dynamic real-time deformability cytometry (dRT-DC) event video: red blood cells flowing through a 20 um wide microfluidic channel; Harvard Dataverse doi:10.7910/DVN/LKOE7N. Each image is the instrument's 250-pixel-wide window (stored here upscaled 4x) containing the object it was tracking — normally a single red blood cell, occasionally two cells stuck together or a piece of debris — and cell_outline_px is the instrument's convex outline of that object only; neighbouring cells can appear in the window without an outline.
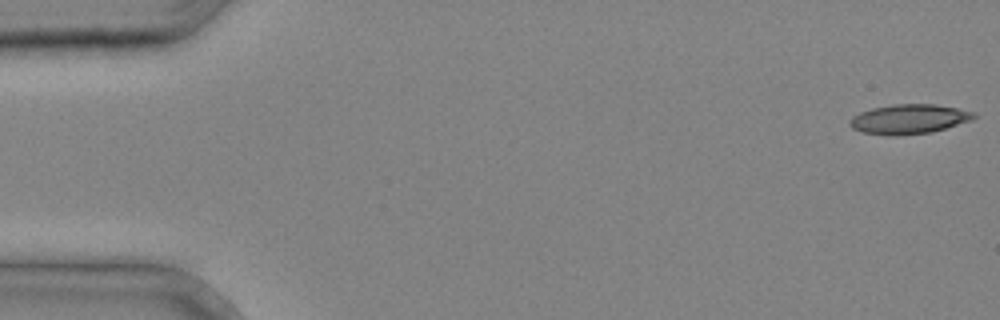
{"species": "common noctule bat (a hibernating species)", "species_latin": "Nyctalus noctula", "temperature_condition": "cold", "stored_images_in_passage": 36, "camera_frame_rate_fps": 3000, "um_per_image_px": 0.085, "animal": {"sex": "male", "body_mass_g": 20.4}, "frame": {"image": 1, "passage_image": 1, "time_ms": 0.0, "image_size_px": [1000, 320], "cell_outline_px": [[976, 116], [972, 120], [932, 132], [896, 136], [860, 132], [852, 128], [848, 124], [848, 120], [852, 116], [860, 112], [872, 108], [896, 104], [936, 104], [976, 112]], "centroid_in_image_um": [77.24, 10.12], "position_along_channel_um": 7.8, "area_um2": 21.5}}
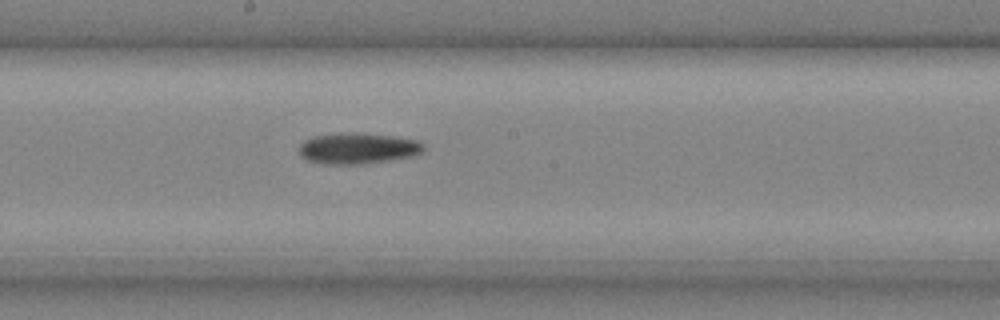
{"frame": {"image": 2, "passage_image": 21, "time_ms": 6.667, "image_size_px": [1000, 320], "cell_outline_px": [[424, 152], [416, 156], [392, 160], [364, 164], [324, 164], [308, 160], [300, 156], [300, 144], [304, 140], [312, 136], [352, 132], [356, 132], [392, 136], [416, 140], [424, 144]], "centroid_in_image_um": [30.45, 12.62], "position_along_channel_um": 217.8, "area_um2": 22.72}}
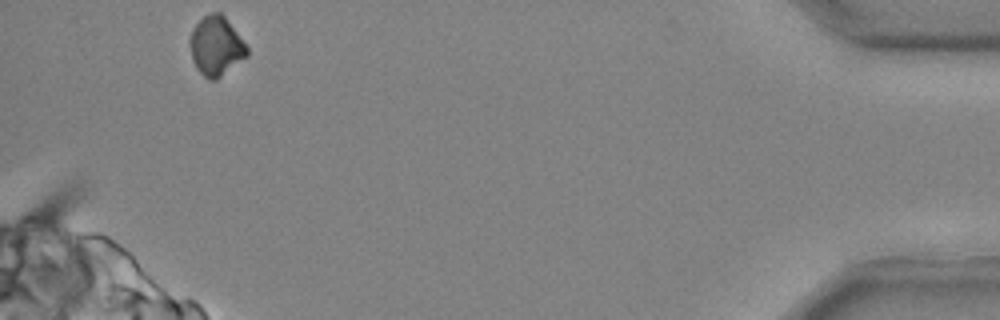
{"frame": {"image": 3, "passage_image": 36, "time_ms": 11.667, "image_size_px": [1000, 320], "cell_outline_px": [[248, 56], [216, 80], [208, 80], [196, 68], [192, 60], [188, 40], [192, 28], [204, 16], [212, 12], [220, 12], [224, 16], [248, 48]], "centroid_in_image_um": [18.34, 3.93], "position_along_channel_um": 416.9, "area_um2": 19.71}}